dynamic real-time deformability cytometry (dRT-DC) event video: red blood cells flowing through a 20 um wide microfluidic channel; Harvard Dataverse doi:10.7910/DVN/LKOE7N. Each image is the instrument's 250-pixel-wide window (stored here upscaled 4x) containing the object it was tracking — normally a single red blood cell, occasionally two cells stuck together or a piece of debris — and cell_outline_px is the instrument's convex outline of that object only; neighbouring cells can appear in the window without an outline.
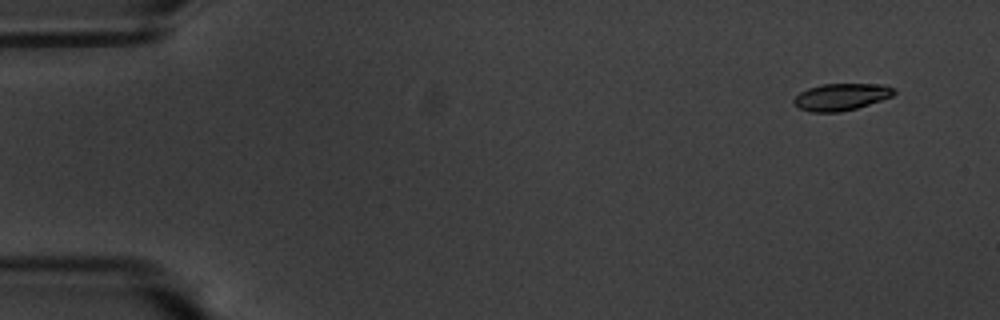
{"species": "common noctule bat (a hibernating species)", "species_latin": "Nyctalus noctula", "temperature_condition": "warm", "stored_images_in_passage": 52, "camera_frame_rate_fps": 3000, "um_per_image_px": 0.085, "animal": {"sex": "male", "body_mass_g": 20.1, "forearm_length_mm": 53.5}, "frame": {"image": 1, "passage_image": 1, "time_ms": 0.0, "image_size_px": [1000, 320], "cell_outline_px": [[896, 92], [892, 96], [856, 108], [840, 112], [808, 112], [800, 108], [792, 100], [800, 92], [808, 88], [824, 84], [884, 84], [896, 88]], "centroid_in_image_um": [71.52, 8.23], "position_along_channel_um": 13.5, "area_um2": 15.66}}
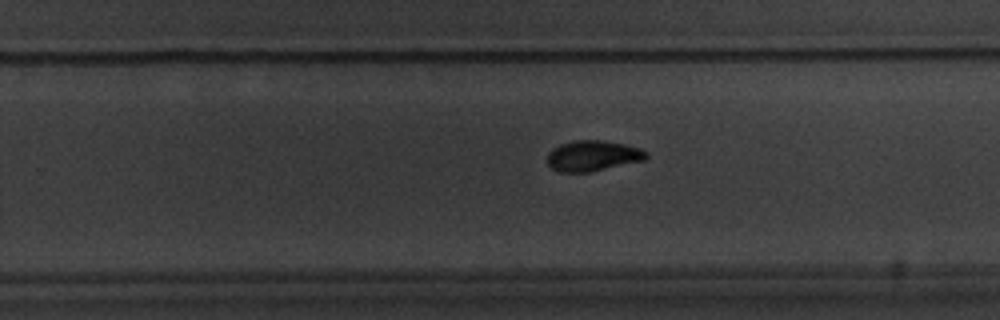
{"frame": {"image": 2, "passage_image": 34, "time_ms": 11.0, "image_size_px": [1000, 320], "cell_outline_px": [[648, 156], [644, 160], [588, 172], [560, 172], [552, 168], [548, 164], [548, 152], [552, 148], [560, 144], [572, 140], [600, 140], [624, 144], [640, 148], [648, 152]], "centroid_in_image_um": [50.37, 13.23], "position_along_channel_um": 279.4, "area_um2": 17.57}}
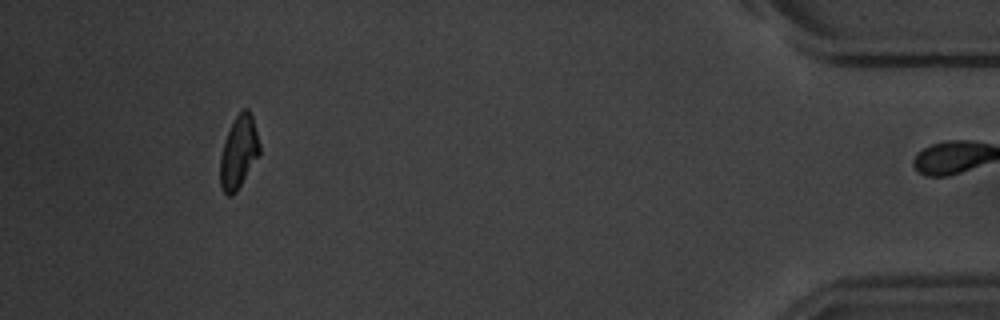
{"frame": {"image": 3, "passage_image": 51, "time_ms": 16.667, "image_size_px": [1000, 320], "cell_outline_px": [[260, 152], [236, 192], [232, 196], [228, 196], [224, 192], [220, 184], [220, 156], [224, 140], [236, 116], [244, 108], [248, 108], [252, 116], [260, 144]], "centroid_in_image_um": [20.28, 12.94], "position_along_channel_um": 414.9, "area_um2": 16.42}, "authors_computed_cell_mechanics": {"area_um2": 17.1088, "velocity_mm_per_s": 3.4987, "shape_relaxation_time_tau1_ms": 2.9636, "shape_relaxation_time_tau2_ms": 4.4413, "deformation_change_tau1": 0.1375, "deformation_change_tau2": 0.0749}}